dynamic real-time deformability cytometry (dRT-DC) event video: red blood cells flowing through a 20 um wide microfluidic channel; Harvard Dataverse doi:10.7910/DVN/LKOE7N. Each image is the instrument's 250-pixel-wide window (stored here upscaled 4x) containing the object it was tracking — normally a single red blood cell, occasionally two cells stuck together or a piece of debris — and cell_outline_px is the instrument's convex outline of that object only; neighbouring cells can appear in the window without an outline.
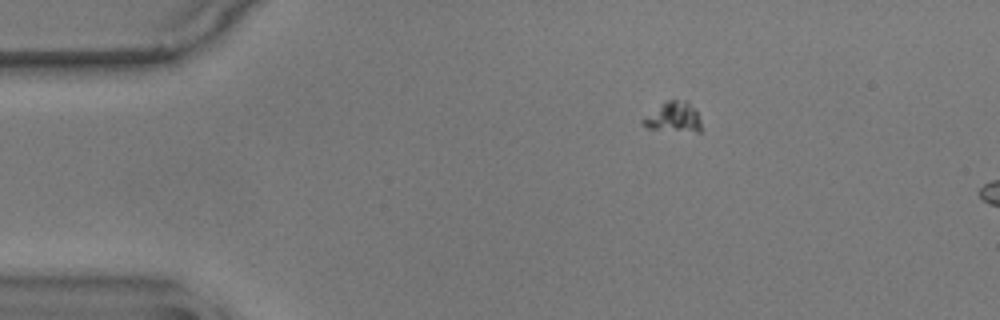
{"species": "common noctule bat (a hibernating species)", "species_latin": "Nyctalus noctula", "temperature_condition": "warm", "stored_images_in_passage": 48, "camera_frame_rate_fps": 3000, "um_per_image_px": 0.085, "animal": {"sex": "male", "body_mass_g": 17.9}, "frame": {"image": 1, "passage_image": 1, "time_ms": 0.0, "image_size_px": [1000, 320], "cell_outline_px": [[700, 132], [696, 132], [648, 128], [640, 124], [640, 120], [660, 104], [668, 100], [688, 100], [696, 108], [700, 120]], "centroid_in_image_um": [57.24, 9.94], "position_along_channel_um": 27.8, "area_um2": 10.35}}
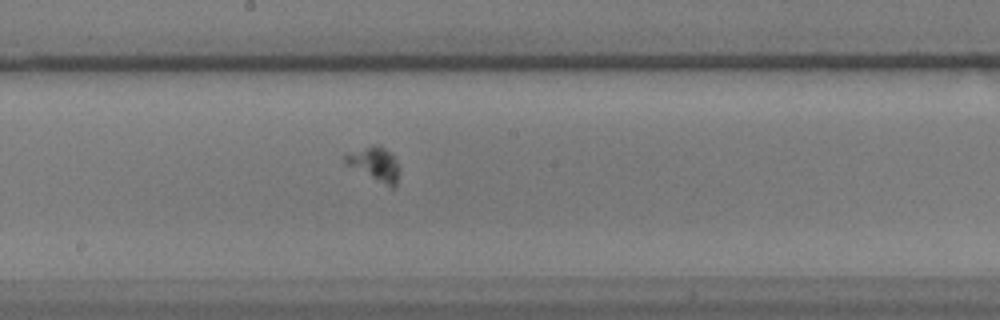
{"frame": {"image": 2, "passage_image": 22, "time_ms": 7.0, "image_size_px": [1000, 320], "cell_outline_px": [[400, 168], [396, 188], [392, 188], [344, 164], [344, 156], [372, 144], [376, 144], [384, 148], [396, 160]], "centroid_in_image_um": [31.88, 13.97], "position_along_channel_um": 216.3, "area_um2": 10.58}}
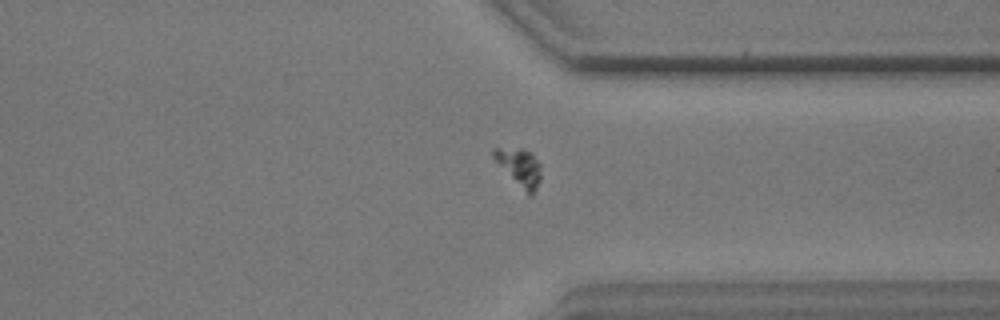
{"frame": {"image": 3, "passage_image": 35, "time_ms": 11.333, "image_size_px": [1000, 320], "cell_outline_px": [[540, 180], [532, 196], [528, 196], [492, 156], [492, 148], [524, 148], [532, 152], [540, 164]], "centroid_in_image_um": [44.18, 14.2], "position_along_channel_um": 367.2, "area_um2": 10.29}}